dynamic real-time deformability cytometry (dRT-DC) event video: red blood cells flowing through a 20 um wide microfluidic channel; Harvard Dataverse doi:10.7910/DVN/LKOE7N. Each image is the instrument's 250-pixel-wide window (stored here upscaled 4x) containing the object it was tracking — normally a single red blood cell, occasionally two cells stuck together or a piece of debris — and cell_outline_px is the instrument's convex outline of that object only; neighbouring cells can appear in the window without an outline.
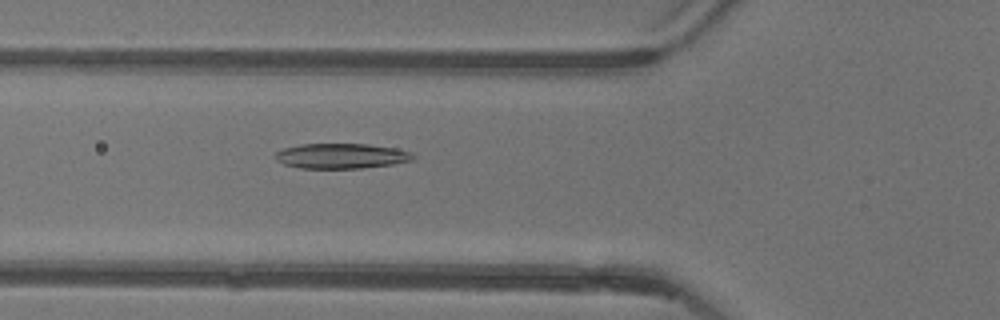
{"species": "common noctule bat (a hibernating species)", "species_latin": "Nyctalus noctula", "temperature_condition": "warm", "stored_images_in_passage": 53, "camera_frame_rate_fps": 3000, "um_per_image_px": 0.085, "animal": {"sex": "female"}, "frame": {"image": 1, "passage_image": 19, "time_ms": 6.0, "image_size_px": [1000, 320], "cell_outline_px": [[416, 156], [412, 160], [392, 164], [360, 168], [300, 168], [284, 164], [276, 160], [276, 152], [284, 148], [300, 144], [368, 144], [396, 148], [412, 152]], "centroid_in_image_um": [29.03, 13.25], "position_along_channel_um": 96.8, "area_um2": 20.11}}
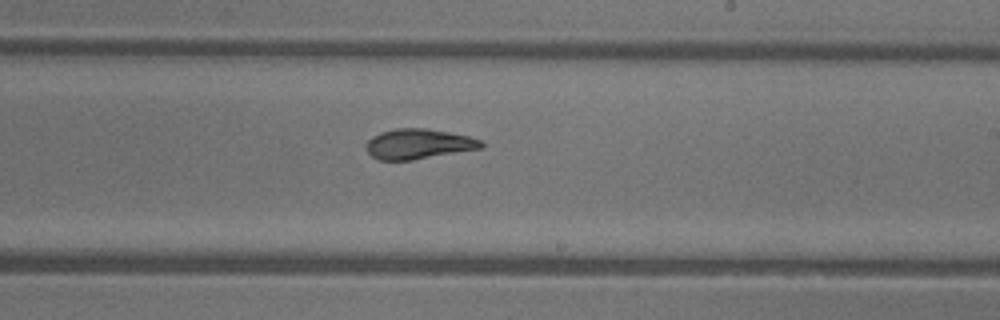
{"frame": {"image": 2, "passage_image": 31, "time_ms": 10.0, "image_size_px": [1000, 320], "cell_outline_px": [[484, 148], [412, 160], [380, 160], [372, 156], [368, 152], [364, 144], [372, 136], [380, 132], [392, 128], [424, 128], [448, 132], [468, 136], [480, 140], [484, 144]], "centroid_in_image_um": [35.55, 12.23], "position_along_channel_um": 253.5, "area_um2": 20.29}}
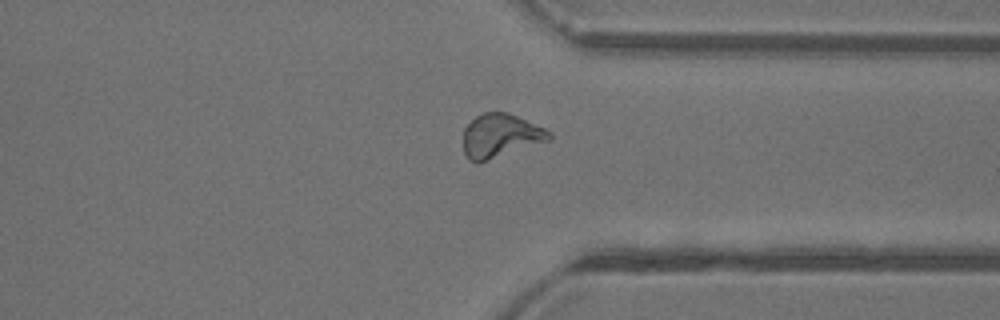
{"frame": {"image": 3, "passage_image": 40, "time_ms": 13.0, "image_size_px": [1000, 320], "cell_outline_px": [[552, 140], [480, 164], [476, 164], [468, 160], [464, 152], [464, 128], [476, 116], [484, 112], [508, 112], [544, 128], [552, 132]], "centroid_in_image_um": [42.55, 11.58], "position_along_channel_um": 368.8, "area_um2": 22.37}, "authors_computed_cell_mechanics": {"area_um2": 21.2704, "velocity_mm_per_s": 3.903, "shape_relaxation_time_tau1_ms": 4.771, "shape_relaxation_time_tau2_ms": 2.5556, "deformation_change_tau1": 0.1957, "deformation_change_tau2": 0.1002}}